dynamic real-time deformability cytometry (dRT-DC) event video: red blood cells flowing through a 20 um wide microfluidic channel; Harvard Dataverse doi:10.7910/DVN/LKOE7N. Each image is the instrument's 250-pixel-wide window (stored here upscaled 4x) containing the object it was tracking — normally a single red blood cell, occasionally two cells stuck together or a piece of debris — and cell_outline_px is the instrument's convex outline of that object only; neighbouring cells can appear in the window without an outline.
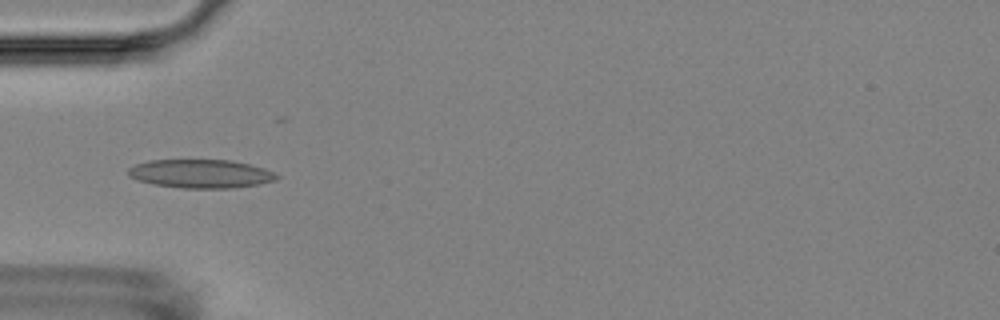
{"species": "Egyptian fruit bat (a non-hibernating species)", "species_latin": "Rousettus aegyptiacus", "temperature_condition": "room temperature", "stored_images_in_passage": 5, "camera_frame_rate_fps": 3000, "um_per_image_px": 0.085, "animal": {"sex": "female"}, "frame": {"image": 1, "passage_image": 5, "time_ms": 5.333, "image_size_px": [1000, 320], "cell_outline_px": [[280, 176], [276, 180], [260, 184], [236, 188], [184, 188], [152, 184], [136, 180], [128, 176], [128, 168], [136, 164], [148, 160], [232, 160], [264, 168]], "centroid_in_image_um": [17.05, 14.77], "position_along_channel_um": 68.0, "area_um2": 24.85}}